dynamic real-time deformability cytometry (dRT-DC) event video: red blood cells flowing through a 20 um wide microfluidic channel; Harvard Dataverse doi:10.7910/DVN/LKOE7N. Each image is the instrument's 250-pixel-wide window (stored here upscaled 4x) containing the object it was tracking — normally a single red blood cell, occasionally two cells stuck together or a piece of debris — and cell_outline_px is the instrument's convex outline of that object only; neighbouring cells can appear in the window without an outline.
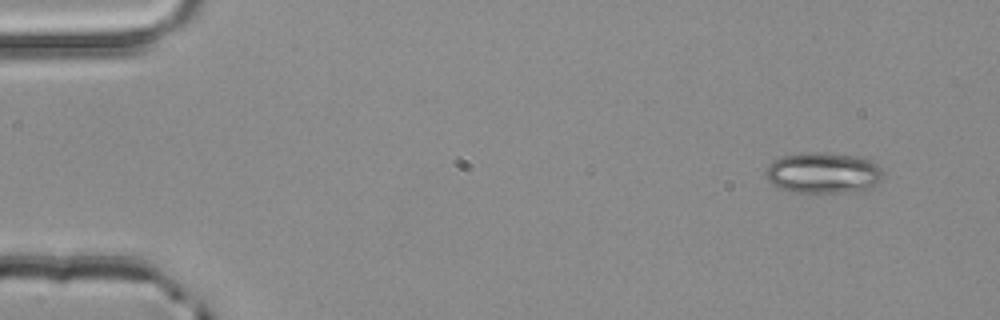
{"species": "common noctule bat (a hibernating species)", "species_latin": "Nyctalus noctula", "temperature_condition": "room temperature", "stored_images_in_passage": 3, "camera_frame_rate_fps": 3000, "um_per_image_px": 0.085, "animal": {"sex": "male", "body_mass_g": 20.4}, "frame": {"image": 1, "passage_image": 1, "time_ms": 0.0, "image_size_px": [1000, 320], "cell_outline_px": [[884, 180], [872, 188], [840, 192], [792, 192], [776, 188], [764, 176], [764, 172], [768, 164], [772, 160], [780, 156], [808, 152], [824, 152], [860, 156], [872, 160], [884, 172]], "centroid_in_image_um": [69.96, 14.68], "position_along_channel_um": 15.0, "area_um2": 28.67}}